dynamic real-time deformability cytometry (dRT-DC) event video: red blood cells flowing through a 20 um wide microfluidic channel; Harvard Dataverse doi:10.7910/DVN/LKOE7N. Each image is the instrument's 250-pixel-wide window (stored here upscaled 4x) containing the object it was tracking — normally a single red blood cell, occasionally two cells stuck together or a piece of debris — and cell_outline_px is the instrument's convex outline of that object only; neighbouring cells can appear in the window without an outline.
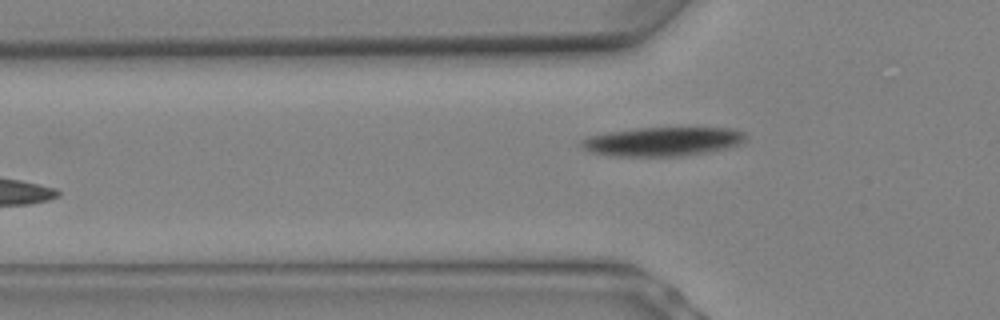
{"species": "Egyptian fruit bat (a non-hibernating species)", "species_latin": "Rousettus aegyptiacus", "temperature_condition": "warm", "stored_images_in_passage": 7, "camera_frame_rate_fps": 3000, "um_per_image_px": 0.085, "animal": {"sex": "female"}, "frame": {"image": 1, "passage_image": 7, "time_ms": 2.0, "image_size_px": [1000, 320], "cell_outline_px": [[748, 136], [740, 144], [712, 152], [684, 156], [612, 156], [588, 152], [580, 148], [580, 140], [588, 136], [612, 132], [640, 128], [736, 128], [744, 132]], "centroid_in_image_um": [56.34, 12.04], "position_along_channel_um": 69.5, "area_um2": 28.03}}